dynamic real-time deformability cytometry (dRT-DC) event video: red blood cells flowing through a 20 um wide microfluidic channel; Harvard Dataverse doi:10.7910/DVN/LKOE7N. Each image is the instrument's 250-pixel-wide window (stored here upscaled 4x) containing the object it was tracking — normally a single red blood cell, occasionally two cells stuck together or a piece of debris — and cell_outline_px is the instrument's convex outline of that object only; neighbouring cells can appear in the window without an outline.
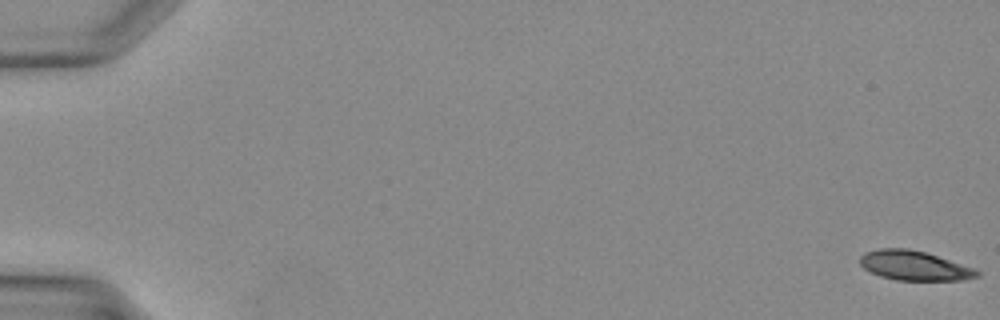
{"species": "Egyptian fruit bat (a non-hibernating species)", "species_latin": "Rousettus aegyptiacus", "temperature_condition": "warm", "stored_images_in_passage": 39, "camera_frame_rate_fps": 3000, "um_per_image_px": 0.085, "animal": {"sex": "female"}, "frame": {"image": 1, "passage_image": 1, "time_ms": 0.0, "image_size_px": [1000, 320], "cell_outline_px": [[980, 276], [964, 280], [896, 280], [880, 276], [864, 268], [860, 264], [860, 256], [864, 252], [880, 248], [908, 248], [924, 252], [976, 268], [980, 272]], "centroid_in_image_um": [77.73, 22.58], "position_along_channel_um": 7.3, "area_um2": 20.17}}
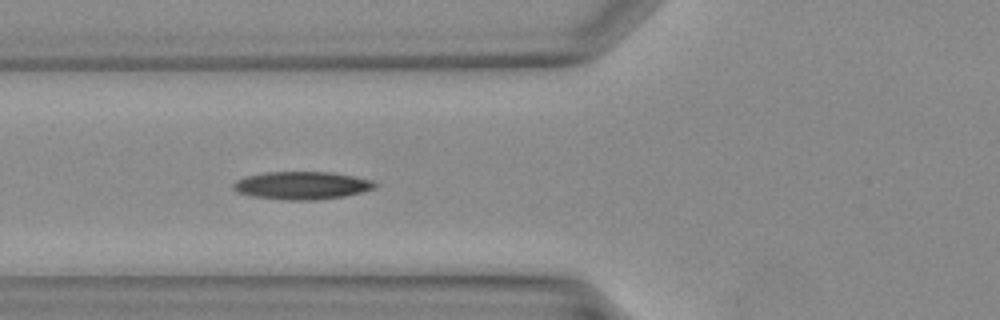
{"frame": {"image": 2, "passage_image": 16, "time_ms": 5.0, "image_size_px": [1000, 320], "cell_outline_px": [[376, 188], [344, 196], [304, 200], [288, 200], [252, 196], [236, 192], [232, 188], [232, 184], [236, 180], [244, 176], [264, 172], [332, 172], [372, 180], [376, 184]], "centroid_in_image_um": [25.59, 15.75], "position_along_channel_um": 100.2, "area_um2": 22.83}}
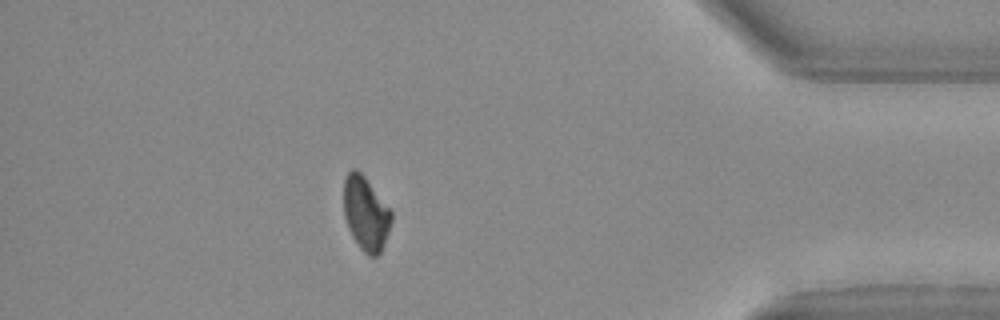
{"frame": {"image": 3, "passage_image": 35, "time_ms": 11.333, "image_size_px": [1000, 320], "cell_outline_px": [[392, 220], [388, 232], [380, 252], [376, 256], [368, 256], [360, 248], [352, 236], [348, 228], [344, 216], [344, 180], [348, 172], [352, 168], [356, 168], [364, 176], [392, 208]], "centroid_in_image_um": [31.1, 18.12], "position_along_channel_um": 404.1, "area_um2": 20.69}}